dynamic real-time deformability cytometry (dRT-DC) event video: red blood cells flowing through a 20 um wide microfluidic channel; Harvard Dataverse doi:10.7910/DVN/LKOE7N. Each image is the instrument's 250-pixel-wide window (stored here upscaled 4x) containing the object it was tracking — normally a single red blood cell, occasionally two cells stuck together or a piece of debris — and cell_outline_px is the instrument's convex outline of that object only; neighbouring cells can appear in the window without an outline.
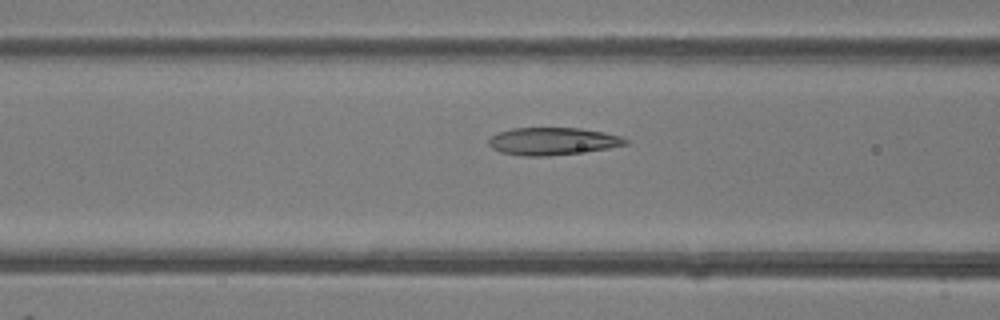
{"species": "common noctule bat (a hibernating species)", "species_latin": "Nyctalus noctula", "temperature_condition": "room temperature", "stored_images_in_passage": 32, "camera_frame_rate_fps": 3000, "um_per_image_px": 0.085, "animal": {"sex": "female"}, "frame": {"image": 1, "passage_image": 9, "time_ms": 2.667, "image_size_px": [1000, 320], "cell_outline_px": [[628, 144], [608, 148], [548, 156], [524, 156], [500, 152], [492, 148], [488, 144], [488, 140], [492, 136], [500, 132], [512, 128], [580, 128], [604, 132], [620, 136], [628, 140]], "centroid_in_image_um": [46.96, 12.0], "position_along_channel_um": 119.6, "area_um2": 21.73}}
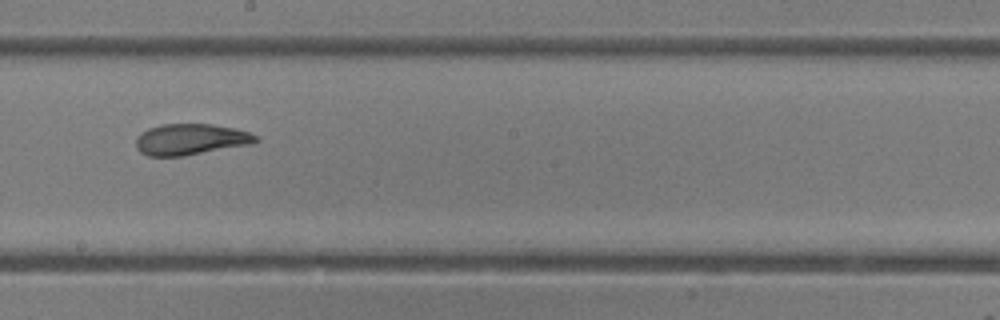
{"frame": {"image": 2, "passage_image": 17, "time_ms": 5.333, "image_size_px": [1000, 320], "cell_outline_px": [[260, 140], [252, 144], [184, 156], [148, 156], [140, 152], [136, 148], [136, 136], [148, 128], [160, 124], [212, 124], [236, 128], [248, 132], [256, 136]], "centroid_in_image_um": [16.19, 11.84], "position_along_channel_um": 232.0, "area_um2": 21.91}}
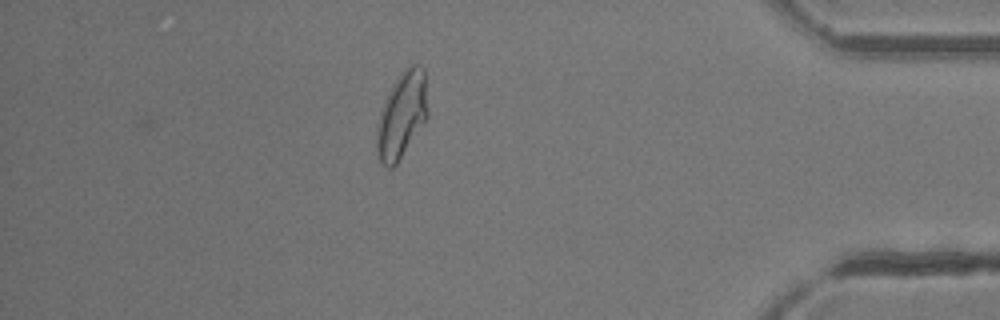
{"frame": {"image": 3, "passage_image": 32, "time_ms": 10.333, "image_size_px": [1000, 320], "cell_outline_px": [[428, 116], [396, 164], [392, 168], [388, 168], [380, 160], [376, 148], [376, 132], [380, 112], [384, 100], [392, 84], [400, 72], [404, 68], [412, 64], [420, 64], [424, 68], [428, 112]], "centroid_in_image_um": [34.15, 9.73], "position_along_channel_um": 401.1, "area_um2": 25.49}, "authors_computed_cell_mechanics": {"area_um2": 22.1374, "velocity_mm_per_s": 4.2199, "shape_relaxation_time_tau1_ms": 6.4805, "shape_relaxation_time_tau2_ms": 1.2835, "deformation_change_tau1": 0.1915, "deformation_change_tau2": 0.0758}}